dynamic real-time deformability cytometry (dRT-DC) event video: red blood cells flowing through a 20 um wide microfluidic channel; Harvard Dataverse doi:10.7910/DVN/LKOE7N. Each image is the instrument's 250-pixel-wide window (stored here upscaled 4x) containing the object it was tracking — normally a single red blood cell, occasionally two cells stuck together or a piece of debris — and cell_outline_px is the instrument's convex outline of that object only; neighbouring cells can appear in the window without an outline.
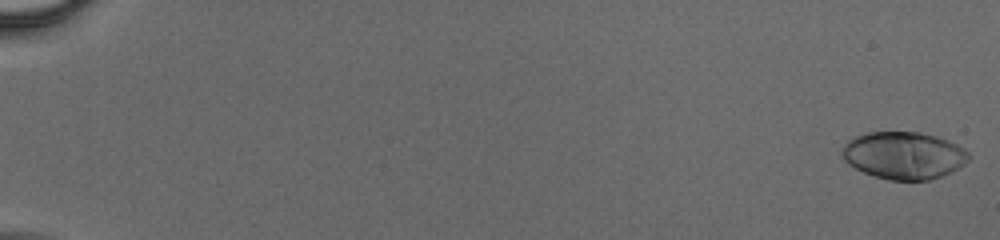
{"species": "human", "species_latin": "Homo sapiens", "temperature_condition": "cold", "stored_images_in_passage": 57, "camera_frame_rate_fps": 3000, "um_per_image_px": 0.085, "donor": {"sex": "male"}, "frame": {"image": 1, "passage_image": 1, "time_ms": 0.0, "image_size_px": [1000, 240], "cell_outline_px": [[968, 160], [964, 164], [952, 172], [928, 180], [888, 180], [864, 172], [848, 164], [840, 156], [840, 152], [844, 144], [848, 140], [856, 136], [868, 132], [920, 132], [936, 136], [948, 140], [964, 148], [968, 152]], "centroid_in_image_um": [76.8, 13.2], "position_along_channel_um": 8.2, "area_um2": 34.97}}
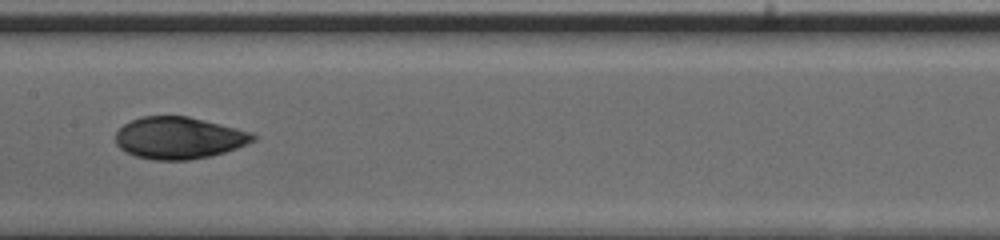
{"frame": {"image": 2, "passage_image": 32, "time_ms": 10.333, "image_size_px": [1000, 240], "cell_outline_px": [[256, 140], [236, 148], [224, 152], [208, 156], [188, 160], [152, 160], [136, 156], [120, 148], [116, 144], [116, 132], [124, 124], [140, 116], [188, 116], [252, 132], [256, 136]], "centroid_in_image_um": [15.2, 11.72], "position_along_channel_um": 192.2, "area_um2": 33.41}}
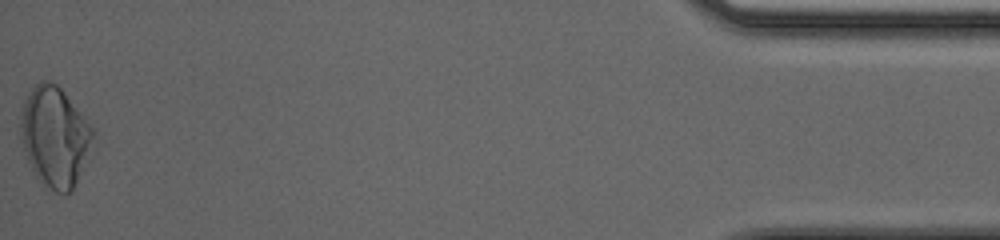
{"frame": {"image": 3, "passage_image": 57, "time_ms": 18.667, "image_size_px": [1000, 240], "cell_outline_px": [[96, 132], [72, 192], [64, 196], [44, 188], [36, 176], [28, 160], [24, 148], [20, 132], [20, 112], [24, 100], [32, 88], [40, 80], [48, 80], [56, 84], [60, 88]], "centroid_in_image_um": [4.63, 11.65], "position_along_channel_um": 430.6, "area_um2": 41.96}}